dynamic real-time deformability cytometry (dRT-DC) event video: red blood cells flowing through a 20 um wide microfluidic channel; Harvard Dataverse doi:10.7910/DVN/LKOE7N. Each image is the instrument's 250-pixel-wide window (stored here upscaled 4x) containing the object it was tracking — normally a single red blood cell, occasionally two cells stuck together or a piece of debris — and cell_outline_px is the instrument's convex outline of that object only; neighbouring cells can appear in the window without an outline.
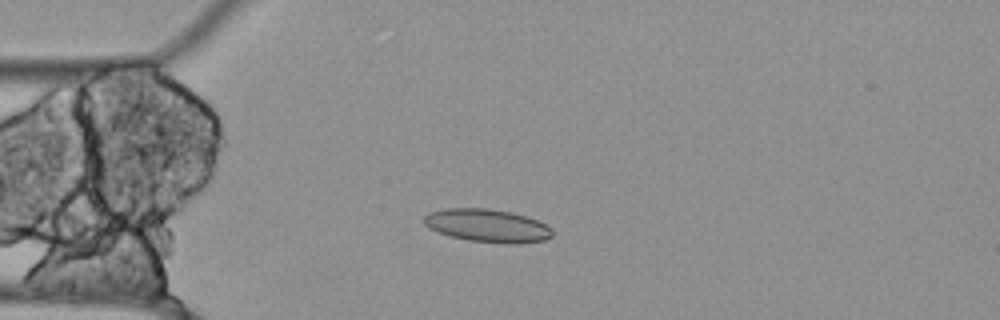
{"species": "Egyptian fruit bat (a non-hibernating species)", "species_latin": "Rousettus aegyptiacus", "temperature_condition": "cold", "stored_images_in_passage": 56, "camera_frame_rate_fps": 3000, "um_per_image_px": 0.085, "animal": {"sex": "female"}, "frame": {"image": 1, "passage_image": 14, "time_ms": 4.333, "image_size_px": [1000, 320], "cell_outline_px": [[552, 236], [544, 240], [516, 244], [504, 244], [468, 240], [452, 236], [428, 228], [424, 224], [424, 216], [428, 212], [444, 208], [488, 208], [512, 212], [528, 216], [552, 228]], "centroid_in_image_um": [41.43, 19.17], "position_along_channel_um": 43.6, "area_um2": 24.85}}
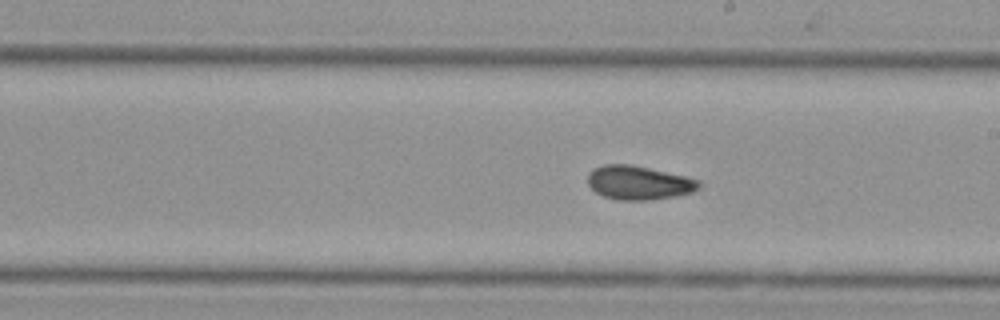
{"frame": {"image": 2, "passage_image": 31, "time_ms": 10.0, "image_size_px": [1000, 320], "cell_outline_px": [[700, 188], [692, 192], [676, 196], [644, 200], [620, 200], [604, 196], [596, 192], [588, 184], [588, 172], [592, 168], [604, 164], [632, 164], [684, 176], [700, 180]], "centroid_in_image_um": [54.27, 15.52], "position_along_channel_um": 234.7, "area_um2": 21.91}}
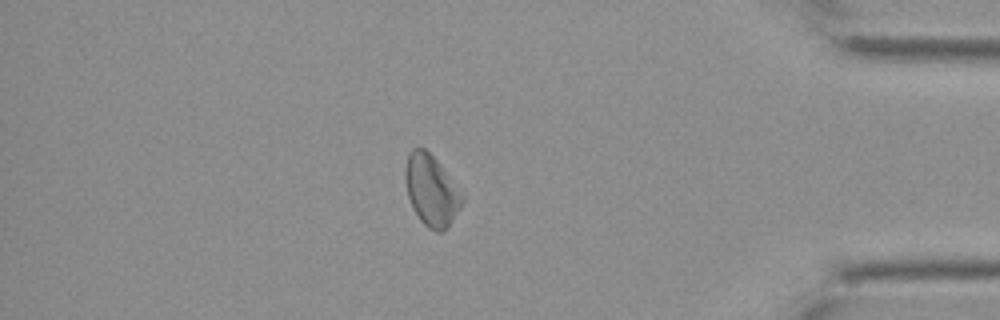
{"frame": {"image": 3, "passage_image": 48, "time_ms": 15.667, "image_size_px": [1000, 320], "cell_outline_px": [[464, 200], [460, 208], [448, 228], [444, 232], [436, 232], [428, 228], [420, 220], [408, 196], [404, 180], [404, 168], [408, 156], [412, 148], [424, 148], [440, 164], [464, 196]], "centroid_in_image_um": [36.66, 16.21], "position_along_channel_um": 398.5, "area_um2": 23.41}}